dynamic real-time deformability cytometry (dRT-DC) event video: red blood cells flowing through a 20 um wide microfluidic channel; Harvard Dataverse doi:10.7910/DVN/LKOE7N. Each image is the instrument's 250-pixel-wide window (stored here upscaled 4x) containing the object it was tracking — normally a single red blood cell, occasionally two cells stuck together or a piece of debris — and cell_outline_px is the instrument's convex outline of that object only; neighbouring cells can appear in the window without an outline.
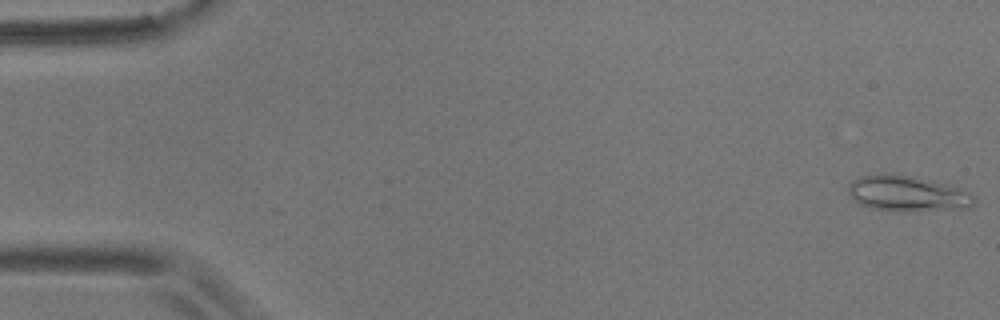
{"species": "common noctule bat (a hibernating species)", "species_latin": "Nyctalus noctula", "temperature_condition": "room temperature", "stored_images_in_passage": 5, "camera_frame_rate_fps": 3000, "um_per_image_px": 0.085, "animal": {"sex": "male", "body_mass_g": 17.9}, "frame": {"image": 1, "passage_image": 1, "time_ms": 0.0, "image_size_px": [1000, 320], "cell_outline_px": [[976, 204], [968, 208], [912, 212], [896, 212], [872, 208], [860, 204], [848, 192], [848, 184], [852, 180], [860, 176], [880, 172], [884, 172], [912, 176], [944, 184], [972, 192], [976, 196]], "centroid_in_image_um": [77.15, 16.46], "position_along_channel_um": 7.9, "area_um2": 26.7}}